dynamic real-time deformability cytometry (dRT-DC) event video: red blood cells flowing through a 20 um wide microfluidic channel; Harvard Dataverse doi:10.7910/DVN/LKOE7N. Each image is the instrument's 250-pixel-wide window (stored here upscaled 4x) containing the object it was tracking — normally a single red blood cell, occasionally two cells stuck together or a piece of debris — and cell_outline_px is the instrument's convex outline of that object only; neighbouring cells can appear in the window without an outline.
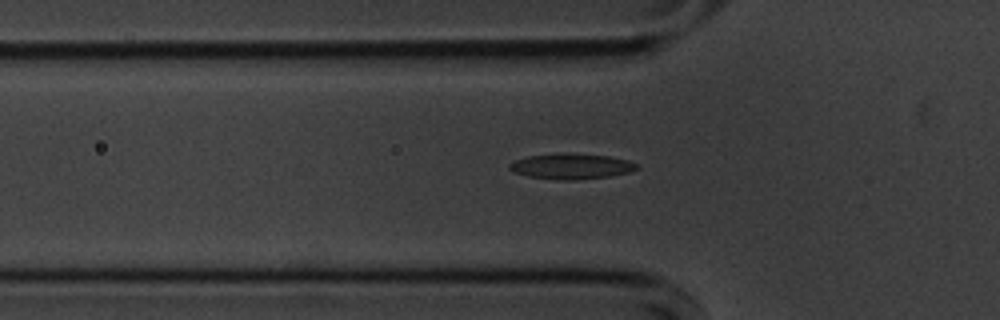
{"species": "common noctule bat (a hibernating species)", "species_latin": "Nyctalus noctula", "temperature_condition": "cold", "stored_images_in_passage": 39, "segment_of_instrument_passage": [1, 2], "camera_frame_rate_fps": 3000, "um_per_image_px": 0.085, "animal": {"sex": "male", "body_mass_g": 20.1, "forearm_length_mm": 53.5}, "frame": {"image": 1, "passage_image": 8, "time_ms": 2.333, "image_size_px": [1000, 320], "cell_outline_px": [[640, 168], [628, 172], [608, 176], [572, 180], [560, 180], [528, 176], [516, 172], [508, 168], [508, 164], [516, 160], [528, 156], [560, 152], [564, 152], [608, 156], [628, 160], [636, 164]], "centroid_in_image_um": [48.54, 14.12], "position_along_channel_um": 77.3, "area_um2": 18.84}}
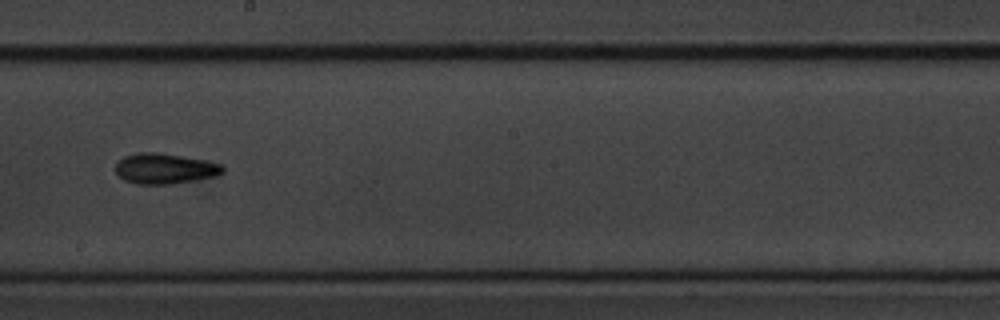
{"frame": {"image": 2, "passage_image": 21, "time_ms": 6.667, "image_size_px": [1000, 320], "cell_outline_px": [[224, 172], [216, 176], [196, 180], [172, 184], [136, 184], [124, 180], [116, 172], [116, 164], [124, 156], [140, 152], [156, 152], [204, 160], [220, 164], [224, 168]], "centroid_in_image_um": [14.0, 14.34], "position_along_channel_um": 234.2, "area_um2": 18.9}}
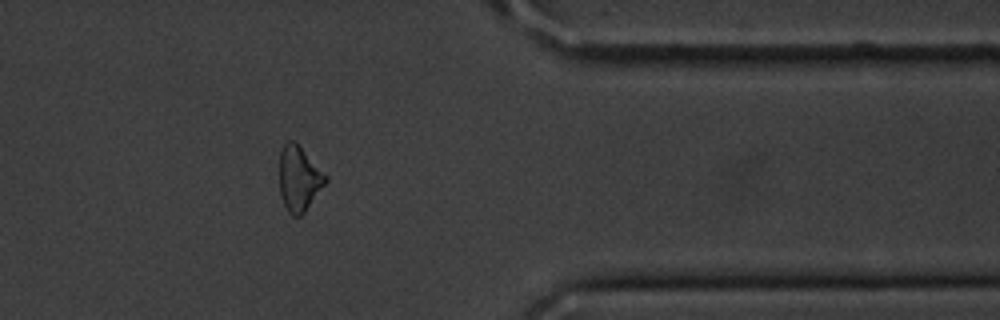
{"frame": {"image": 3, "passage_image": 35, "time_ms": 11.333, "image_size_px": [1000, 320], "cell_outline_px": [[328, 180], [304, 212], [300, 216], [292, 216], [288, 212], [284, 204], [280, 192], [280, 152], [284, 144], [288, 140], [292, 140], [328, 176]], "centroid_in_image_um": [25.41, 15.2], "position_along_channel_um": 386.0, "area_um2": 17.05}}